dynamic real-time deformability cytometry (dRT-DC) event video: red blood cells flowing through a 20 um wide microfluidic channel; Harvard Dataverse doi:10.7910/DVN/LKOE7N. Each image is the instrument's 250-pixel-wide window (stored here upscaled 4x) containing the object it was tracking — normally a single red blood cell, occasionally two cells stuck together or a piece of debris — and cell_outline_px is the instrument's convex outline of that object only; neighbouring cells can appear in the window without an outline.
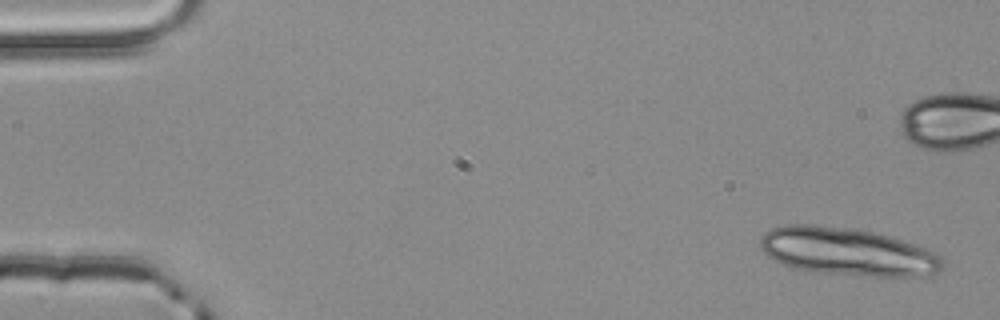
{"species": "common noctule bat (a hibernating species)", "species_latin": "Nyctalus noctula", "temperature_condition": "room temperature", "stored_images_in_passage": 5, "camera_frame_rate_fps": 3000, "um_per_image_px": 0.085, "animal": {"sex": "male", "body_mass_g": 20.4}, "frame": {"image": 1, "passage_image": 1, "time_ms": 0.0, "image_size_px": [1000, 320], "cell_outline_px": [[944, 268], [940, 272], [920, 276], [868, 276], [820, 272], [792, 268], [768, 256], [760, 248], [760, 240], [764, 232], [772, 228], [784, 224], [816, 224], [856, 228], [888, 236], [936, 252], [944, 260]], "centroid_in_image_um": [72.03, 21.38], "position_along_channel_um": 13.0, "area_um2": 50.86}}